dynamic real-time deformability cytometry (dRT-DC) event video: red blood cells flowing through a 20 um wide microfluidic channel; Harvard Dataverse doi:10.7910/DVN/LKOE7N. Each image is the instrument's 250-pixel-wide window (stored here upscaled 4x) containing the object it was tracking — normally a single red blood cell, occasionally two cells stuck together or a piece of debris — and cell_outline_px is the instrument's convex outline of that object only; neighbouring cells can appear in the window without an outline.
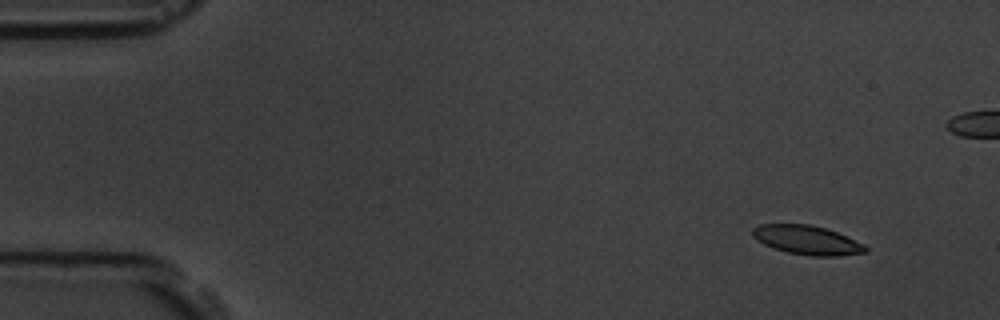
{"species": "common noctule bat (a hibernating species)", "species_latin": "Nyctalus noctula", "temperature_condition": "room temperature", "stored_images_in_passage": 6, "camera_frame_rate_fps": 3000, "um_per_image_px": 0.085, "animal": {"sex": "male", "body_mass_g": 19.5, "forearm_length_mm": 54.6}, "frame": {"image": 1, "passage_image": 1, "time_ms": 0.0, "image_size_px": [1000, 320], "cell_outline_px": [[868, 252], [836, 256], [812, 256], [788, 252], [772, 248], [756, 240], [752, 236], [752, 228], [760, 224], [808, 224], [824, 228], [836, 232], [864, 244], [868, 248]], "centroid_in_image_um": [68.57, 20.41], "position_along_channel_um": 16.4, "area_um2": 19.07}}
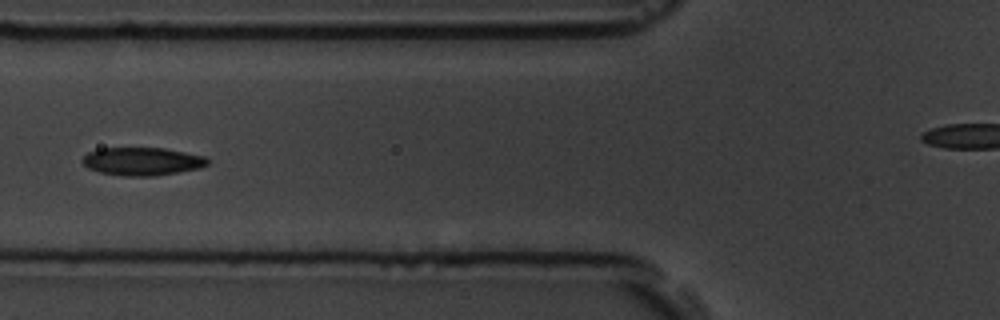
{"frame": {"image": 2, "passage_image": 6, "time_ms": 5.667, "image_size_px": [1000, 320], "cell_outline_px": [[208, 164], [200, 168], [156, 176], [124, 176], [100, 172], [88, 168], [80, 160], [88, 152], [100, 148], [164, 148], [204, 156], [208, 160]], "centroid_in_image_um": [12.07, 13.72], "position_along_channel_um": 113.7, "area_um2": 20.4}}